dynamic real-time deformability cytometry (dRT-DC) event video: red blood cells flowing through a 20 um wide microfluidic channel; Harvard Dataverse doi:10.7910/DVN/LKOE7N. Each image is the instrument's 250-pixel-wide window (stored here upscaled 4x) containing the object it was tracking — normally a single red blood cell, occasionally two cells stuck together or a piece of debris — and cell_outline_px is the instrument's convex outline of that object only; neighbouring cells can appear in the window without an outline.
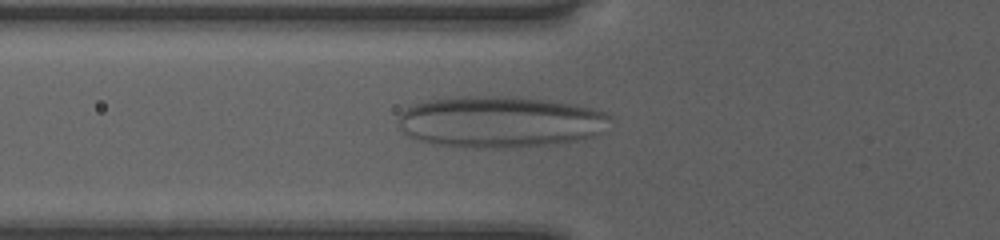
{"species": "human", "species_latin": "Homo sapiens", "temperature_condition": "room temperature", "stored_images_in_passage": 48, "segment_of_instrument_passage": [1, 2], "camera_frame_rate_fps": 3000, "um_per_image_px": 0.085, "donor": {"sex": "female"}, "frame": {"image": 1, "passage_image": 15, "time_ms": 4.667, "image_size_px": [1000, 240], "cell_outline_px": [[608, 116], [596, 132], [592, 136], [576, 140], [556, 144], [512, 148], [464, 148], [432, 144], [416, 140], [408, 136], [400, 128], [400, 112], [404, 108], [428, 100], [464, 96], [508, 96], [544, 100], [572, 104], [592, 108], [604, 112]], "centroid_in_image_um": [42.37, 10.37], "position_along_channel_um": 83.4, "area_um2": 63.12}}